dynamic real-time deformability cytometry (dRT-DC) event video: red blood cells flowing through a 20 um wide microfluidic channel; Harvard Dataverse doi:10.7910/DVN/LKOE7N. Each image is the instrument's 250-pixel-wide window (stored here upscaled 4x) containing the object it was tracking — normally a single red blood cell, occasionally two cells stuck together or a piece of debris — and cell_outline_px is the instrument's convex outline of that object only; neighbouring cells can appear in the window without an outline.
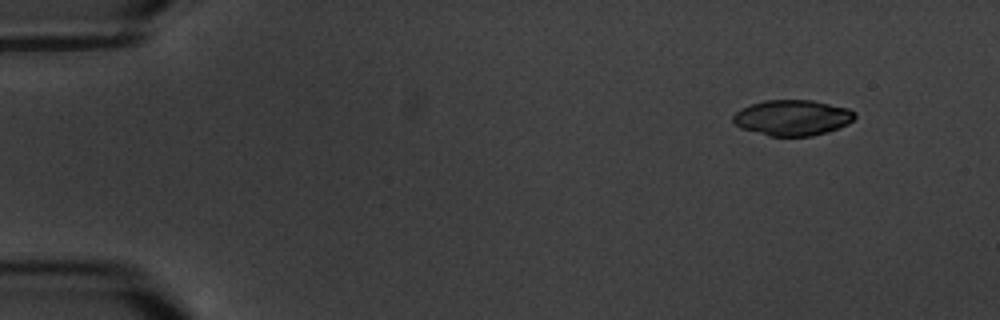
{"species": "common noctule bat (a hibernating species)", "species_latin": "Nyctalus noctula", "temperature_condition": "warm", "stored_images_in_passage": 5, "camera_frame_rate_fps": 3000, "um_per_image_px": 0.085, "animal": {"sex": "male", "body_mass_g": 20.1, "forearm_length_mm": 53.5}, "frame": {"image": 1, "passage_image": 1, "time_ms": 0.0, "image_size_px": [1000, 320], "cell_outline_px": [[856, 116], [848, 124], [812, 136], [768, 136], [740, 128], [732, 120], [732, 116], [740, 108], [764, 100], [812, 100], [848, 108], [856, 112]], "centroid_in_image_um": [67.33, 10.0], "position_along_channel_um": 17.7, "area_um2": 25.26}}
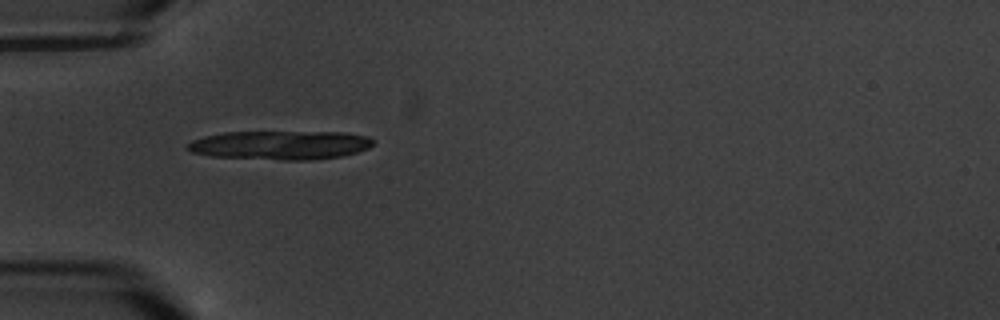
{"frame": {"image": 2, "passage_image": 4, "time_ms": 4.333, "image_size_px": [1000, 320], "cell_outline_px": [[376, 140], [368, 148], [356, 152], [340, 156], [312, 160], [284, 160], [212, 156], [192, 152], [184, 148], [192, 140], [204, 136], [224, 132], [344, 132], [368, 136]], "centroid_in_image_um": [23.83, 12.33], "position_along_channel_um": 61.2, "area_um2": 31.27}}